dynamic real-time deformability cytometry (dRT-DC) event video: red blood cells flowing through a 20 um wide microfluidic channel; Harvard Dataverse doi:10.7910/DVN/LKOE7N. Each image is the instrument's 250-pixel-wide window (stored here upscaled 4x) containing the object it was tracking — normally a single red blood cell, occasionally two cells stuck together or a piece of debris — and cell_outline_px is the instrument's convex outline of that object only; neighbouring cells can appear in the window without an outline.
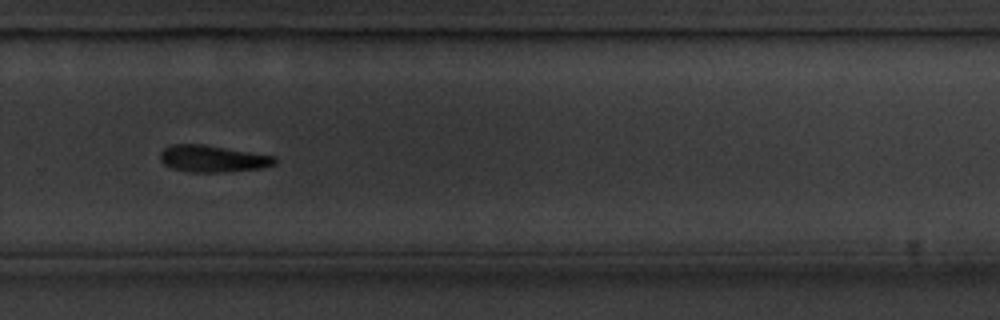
{"species": "common noctule bat (a hibernating species)", "species_latin": "Nyctalus noctula", "temperature_condition": "cold", "stored_images_in_passage": 43, "camera_frame_rate_fps": 3000, "um_per_image_px": 0.085, "animal": {"sex": "male", "body_mass_g": 20.1, "forearm_length_mm": 53.5}, "frame": {"image": 1, "passage_image": 25, "time_ms": 8.0, "image_size_px": [1000, 320], "cell_outline_px": [[276, 164], [260, 168], [220, 172], [188, 172], [172, 168], [164, 164], [160, 160], [160, 152], [164, 148], [172, 144], [204, 144], [276, 156]], "centroid_in_image_um": [18.06, 13.48], "position_along_channel_um": 311.7, "area_um2": 17.92}}
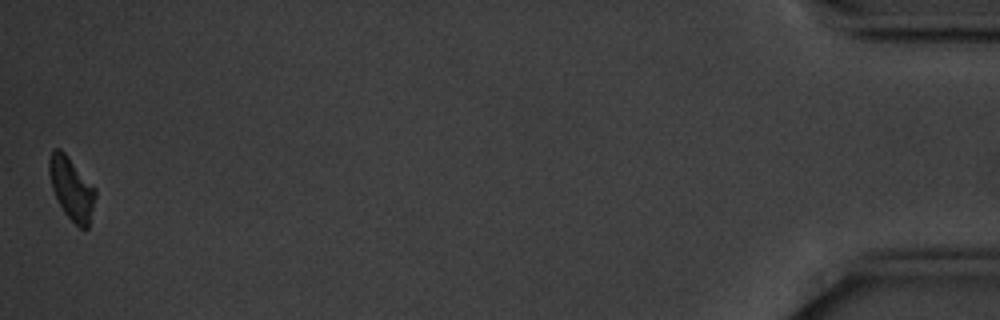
{"frame": {"image": 2, "passage_image": 43, "time_ms": 14.0, "image_size_px": [1000, 320], "cell_outline_px": [[96, 196], [88, 228], [84, 232], [64, 212], [52, 188], [48, 172], [48, 160], [52, 148], [60, 148], [68, 156], [96, 188]], "centroid_in_image_um": [6.08, 16.0], "position_along_channel_um": 429.1, "area_um2": 16.94}, "authors_computed_cell_mechanics": {"area_um2": 19.1318, "velocity_mm_per_s": 3.5113, "shape_relaxation_time_tau1_ms": 3.0033, "shape_relaxation_time_tau2_ms": null, "deformation_change_tau1": 0.1035, "deformation_change_tau2": null}}